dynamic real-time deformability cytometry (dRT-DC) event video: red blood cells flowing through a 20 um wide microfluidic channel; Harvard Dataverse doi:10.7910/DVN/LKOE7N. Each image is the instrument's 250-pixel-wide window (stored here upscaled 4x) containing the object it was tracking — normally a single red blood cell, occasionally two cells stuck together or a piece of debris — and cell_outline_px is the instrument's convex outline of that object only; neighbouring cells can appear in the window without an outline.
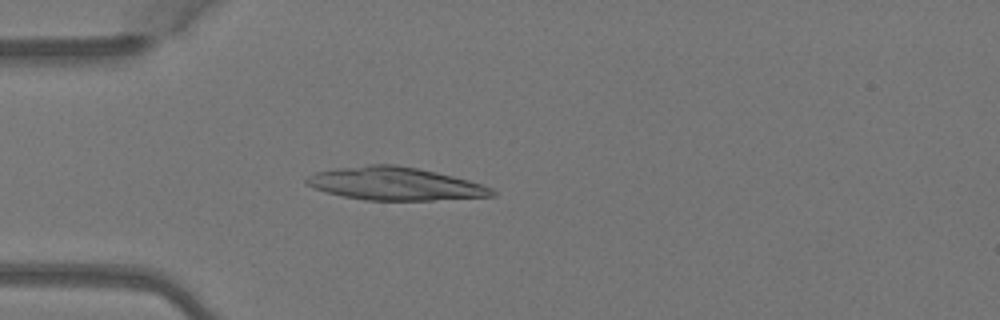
{"species": "Egyptian fruit bat (a non-hibernating species)", "species_latin": "Rousettus aegyptiacus", "temperature_condition": "warm", "stored_images_in_passage": 3, "camera_frame_rate_fps": 3000, "um_per_image_px": 0.085, "animal": {"sex": "female"}, "frame": {"image": 1, "passage_image": 3, "time_ms": 0.667, "image_size_px": [1000, 320], "cell_outline_px": [[496, 196], [432, 200], [364, 200], [344, 196], [328, 192], [304, 184], [304, 180], [308, 176], [316, 172], [336, 168], [368, 164], [396, 164], [416, 168], [452, 176], [468, 180], [492, 188], [496, 192]], "centroid_in_image_um": [33.56, 15.61], "position_along_channel_um": 51.4, "area_um2": 35.43}}